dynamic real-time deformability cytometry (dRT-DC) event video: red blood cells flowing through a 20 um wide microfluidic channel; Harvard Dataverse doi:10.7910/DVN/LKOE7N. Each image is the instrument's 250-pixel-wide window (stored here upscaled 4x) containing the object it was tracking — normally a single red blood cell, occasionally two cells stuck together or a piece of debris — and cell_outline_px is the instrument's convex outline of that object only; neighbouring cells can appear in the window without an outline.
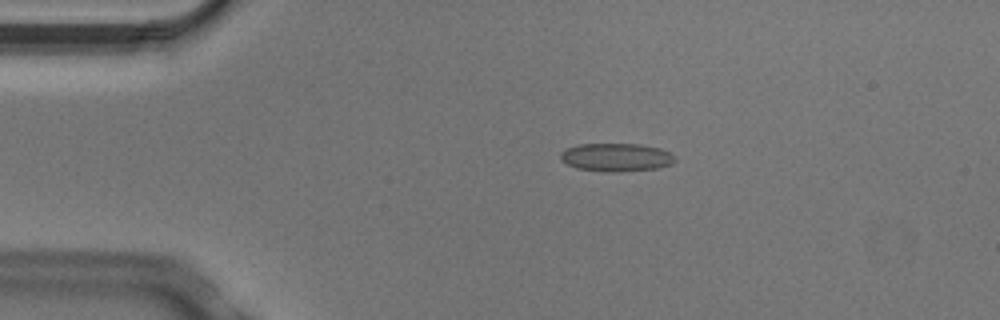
{"species": "Egyptian fruit bat (a non-hibernating species)", "species_latin": "Rousettus aegyptiacus", "temperature_condition": "cold", "stored_images_in_passage": 4, "camera_frame_rate_fps": 3000, "um_per_image_px": 0.085, "animal": {"sex": "male"}, "frame": {"image": 1, "passage_image": 3, "time_ms": 0.667, "image_size_px": [1000, 320], "cell_outline_px": [[676, 160], [672, 164], [660, 168], [608, 172], [576, 168], [560, 160], [560, 152], [564, 148], [580, 144], [640, 144], [660, 148], [676, 156]], "centroid_in_image_um": [52.37, 13.36], "position_along_channel_um": 32.6, "area_um2": 18.9}}